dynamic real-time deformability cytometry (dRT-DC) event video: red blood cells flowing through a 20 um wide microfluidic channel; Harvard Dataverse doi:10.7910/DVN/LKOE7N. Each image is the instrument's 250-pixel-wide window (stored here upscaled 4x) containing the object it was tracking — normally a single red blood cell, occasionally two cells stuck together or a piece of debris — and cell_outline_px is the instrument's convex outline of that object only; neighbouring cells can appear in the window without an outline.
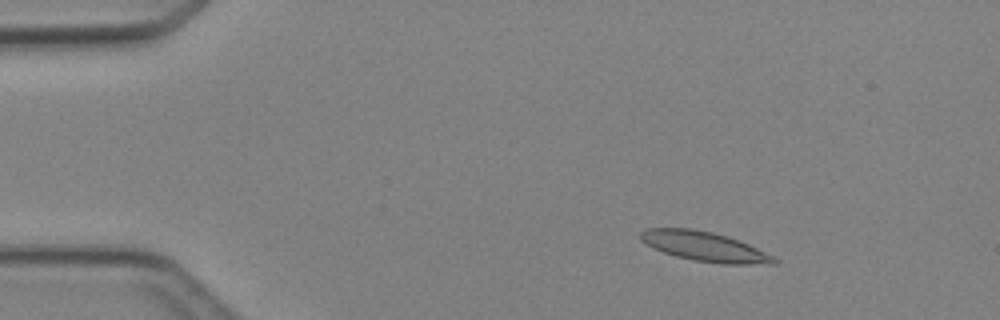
{"species": "Egyptian fruit bat (a non-hibernating species)", "species_latin": "Rousettus aegyptiacus", "temperature_condition": "cold", "stored_images_in_passage": 3, "camera_frame_rate_fps": 3000, "um_per_image_px": 0.085, "animal": {"sex": "female"}, "frame": {"image": 1, "passage_image": 1, "time_ms": 0.0, "image_size_px": [1000, 320], "cell_outline_px": [[780, 260], [776, 264], [720, 264], [692, 260], [676, 256], [652, 248], [640, 240], [640, 232], [644, 228], [692, 228], [712, 232], [728, 236], [740, 240]], "centroid_in_image_um": [59.87, 20.95], "position_along_channel_um": 25.1, "area_um2": 23.18}}
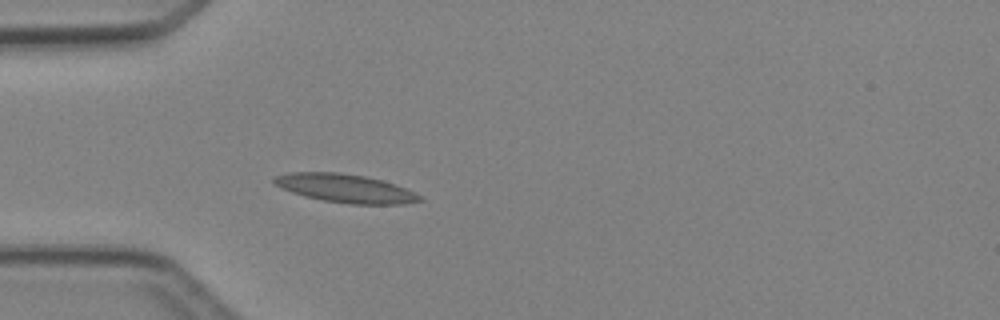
{"frame": {"image": 2, "passage_image": 3, "time_ms": 2.333, "image_size_px": [1000, 320], "cell_outline_px": [[424, 200], [400, 204], [352, 204], [324, 200], [304, 196], [292, 192], [272, 184], [272, 176], [288, 172], [340, 172], [364, 176], [380, 180], [416, 192]], "centroid_in_image_um": [29.28, 15.99], "position_along_channel_um": 55.7, "area_um2": 24.04}}